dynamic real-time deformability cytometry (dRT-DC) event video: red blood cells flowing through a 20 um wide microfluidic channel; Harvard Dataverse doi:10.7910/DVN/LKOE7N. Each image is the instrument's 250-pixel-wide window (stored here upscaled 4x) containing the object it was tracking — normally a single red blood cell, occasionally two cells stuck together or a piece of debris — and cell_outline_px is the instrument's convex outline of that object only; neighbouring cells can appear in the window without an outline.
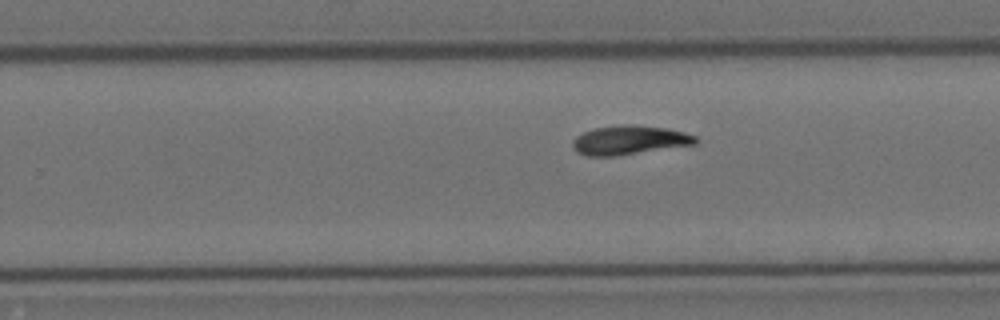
{"species": "Egyptian fruit bat (a non-hibernating species)", "species_latin": "Rousettus aegyptiacus", "temperature_condition": "cold", "stored_images_in_passage": 11, "camera_frame_rate_fps": 3000, "um_per_image_px": 0.085, "animal": {"sex": "female"}, "frame": {"image": 1, "passage_image": 11, "time_ms": 13.333, "image_size_px": [1000, 320], "cell_outline_px": [[700, 140], [696, 144], [616, 156], [584, 156], [576, 152], [572, 144], [572, 140], [576, 136], [592, 128], [628, 124], [632, 124], [668, 128], [684, 132], [696, 136]], "centroid_in_image_um": [53.5, 11.91], "position_along_channel_um": 276.3, "area_um2": 21.04}}